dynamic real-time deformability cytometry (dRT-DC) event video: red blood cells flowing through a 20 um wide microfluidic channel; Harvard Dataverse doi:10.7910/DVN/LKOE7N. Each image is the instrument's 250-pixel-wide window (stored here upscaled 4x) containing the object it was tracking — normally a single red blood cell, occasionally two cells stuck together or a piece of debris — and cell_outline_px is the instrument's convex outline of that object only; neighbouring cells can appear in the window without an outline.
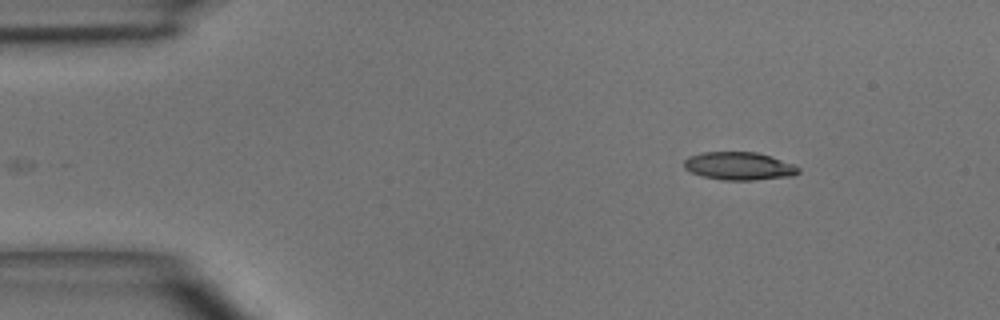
{"species": "common noctule bat (a hibernating species)", "species_latin": "Nyctalus noctula", "temperature_condition": "room temperature", "stored_images_in_passage": 3, "camera_frame_rate_fps": 3000, "um_per_image_px": 0.085, "animal": {"sex": "male", "body_mass_g": 15.6}, "frame": {"image": 1, "passage_image": 1, "time_ms": 0.0, "image_size_px": [1000, 320], "cell_outline_px": [[800, 172], [792, 176], [752, 180], [720, 180], [700, 176], [684, 168], [684, 160], [688, 156], [704, 152], [756, 152], [796, 164], [800, 168]], "centroid_in_image_um": [62.82, 14.12], "position_along_channel_um": 22.2, "area_um2": 18.79}}
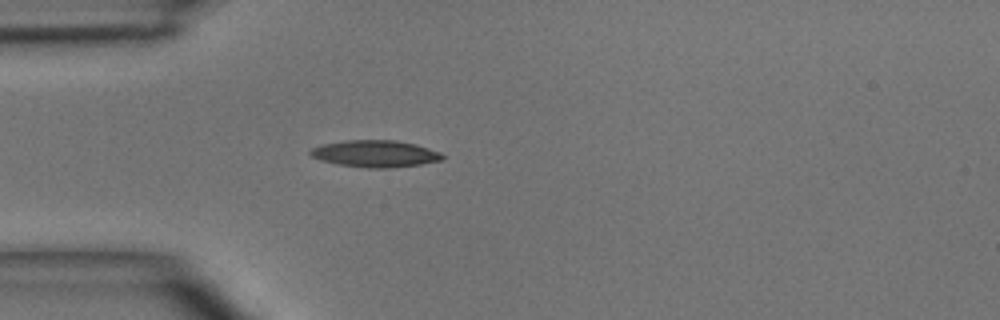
{"frame": {"image": 2, "passage_image": 3, "time_ms": 2.333, "image_size_px": [1000, 320], "cell_outline_px": [[444, 160], [420, 164], [388, 168], [368, 168], [336, 164], [320, 160], [312, 156], [308, 152], [312, 148], [320, 144], [344, 140], [396, 140], [416, 144], [440, 152], [444, 156]], "centroid_in_image_um": [31.88, 13.06], "position_along_channel_um": 53.1, "area_um2": 20.81}}